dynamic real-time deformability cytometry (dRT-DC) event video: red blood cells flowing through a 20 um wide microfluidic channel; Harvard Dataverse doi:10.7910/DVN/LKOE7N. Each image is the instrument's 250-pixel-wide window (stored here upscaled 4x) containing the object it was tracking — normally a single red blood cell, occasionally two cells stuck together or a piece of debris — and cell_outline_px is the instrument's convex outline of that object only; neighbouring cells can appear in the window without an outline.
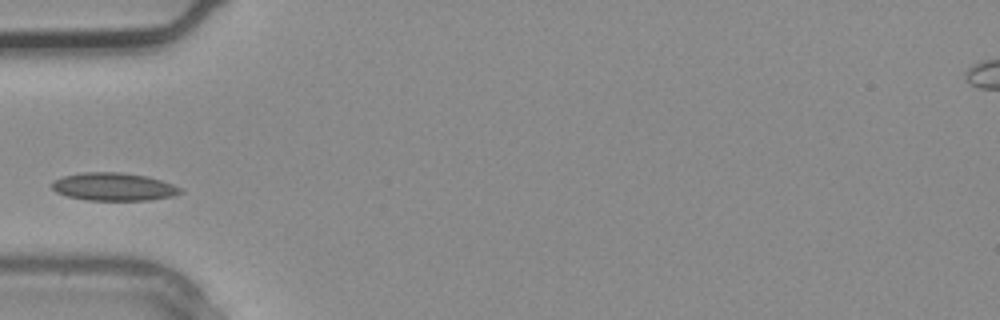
{"species": "common noctule bat (a hibernating species)", "species_latin": "Nyctalus noctula", "temperature_condition": "warm", "stored_images_in_passage": 1, "camera_frame_rate_fps": 3000, "um_per_image_px": 0.085, "animal": {"sex": "male", "body_mass_g": 20.4}, "frame": {"image": 1, "passage_image": 1, "time_ms": 0.0, "image_size_px": [1000, 320], "cell_outline_px": [[184, 192], [172, 196], [148, 200], [88, 200], [68, 196], [56, 192], [52, 188], [52, 184], [56, 180], [64, 176], [84, 172], [120, 172], [148, 176], [172, 184], [180, 188]], "centroid_in_image_um": [9.68, 15.87], "position_along_channel_um": 75.3, "area_um2": 20.69}}